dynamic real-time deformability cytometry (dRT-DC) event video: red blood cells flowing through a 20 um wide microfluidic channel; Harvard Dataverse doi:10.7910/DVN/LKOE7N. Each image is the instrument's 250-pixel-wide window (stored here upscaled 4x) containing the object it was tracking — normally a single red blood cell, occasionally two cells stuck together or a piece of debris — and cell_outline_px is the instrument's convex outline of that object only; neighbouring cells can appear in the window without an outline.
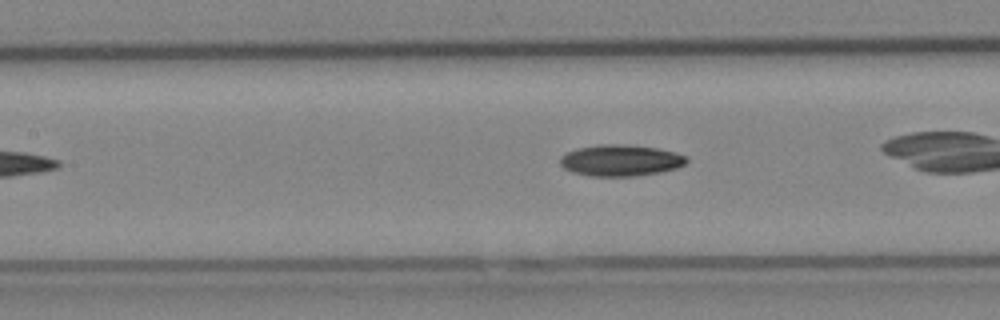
{"species": "Egyptian fruit bat (a non-hibernating species)", "species_latin": "Rousettus aegyptiacus", "temperature_condition": "cold", "stored_images_in_passage": 33, "camera_frame_rate_fps": 3000, "um_per_image_px": 0.085, "animal": {"sex": "female"}, "frame": {"image": 1, "passage_image": 15, "time_ms": 4.667, "image_size_px": [1000, 320], "cell_outline_px": [[688, 160], [684, 164], [676, 168], [660, 172], [636, 176], [592, 176], [572, 172], [564, 168], [560, 164], [560, 156], [564, 152], [576, 148], [600, 144], [624, 144], [656, 148], [676, 152], [688, 156]], "centroid_in_image_um": [52.73, 13.62], "position_along_channel_um": 154.7, "area_um2": 23.29}, "authors_computed_cell_mechanics": {"area_um2": 22.6576, "velocity_mm_per_s": 4.061, "shape_relaxation_time_tau1_ms": 6.2709, "shape_relaxation_time_tau2_ms": null, "deformation_change_tau1": 0.141, "deformation_change_tau2": null}}